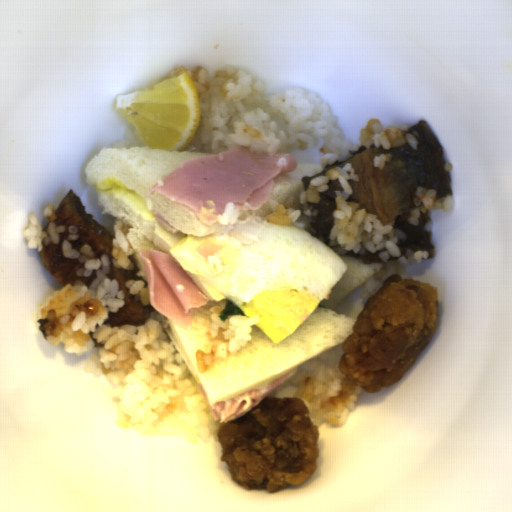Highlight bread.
Listing matches in <instances>:
<instances>
[{"instance_id":"8d2b1439","label":"bread","mask_w":512,"mask_h":512,"mask_svg":"<svg viewBox=\"0 0 512 512\" xmlns=\"http://www.w3.org/2000/svg\"><path fill=\"white\" fill-rule=\"evenodd\" d=\"M189 151L153 149L147 146L106 148L98 151L86 164V183L95 191L104 213L117 218L125 227V237L133 249L171 251L186 236L225 235L234 244L250 245L269 227L270 202L293 201L298 209L303 192V177L322 171V166L298 163L293 171L275 177L272 193L262 207L243 210L234 225H221L217 220L204 224L194 211L182 204L152 193L150 188L164 180L186 161L207 156ZM157 210L178 228L172 233L158 224L152 211Z\"/></svg>"},{"instance_id":"cb027b5d","label":"bread","mask_w":512,"mask_h":512,"mask_svg":"<svg viewBox=\"0 0 512 512\" xmlns=\"http://www.w3.org/2000/svg\"><path fill=\"white\" fill-rule=\"evenodd\" d=\"M338 256L344 262L346 272L294 334L275 344L255 325L248 343L205 373L199 371L196 351L210 354L213 350L209 333L210 308H224L226 298H209L193 313L190 328L167 319L166 332L196 384H201L209 405L265 388L285 373L292 374L299 365L348 340L357 320L335 308L383 266L379 262L367 263L356 257Z\"/></svg>"}]
</instances>
